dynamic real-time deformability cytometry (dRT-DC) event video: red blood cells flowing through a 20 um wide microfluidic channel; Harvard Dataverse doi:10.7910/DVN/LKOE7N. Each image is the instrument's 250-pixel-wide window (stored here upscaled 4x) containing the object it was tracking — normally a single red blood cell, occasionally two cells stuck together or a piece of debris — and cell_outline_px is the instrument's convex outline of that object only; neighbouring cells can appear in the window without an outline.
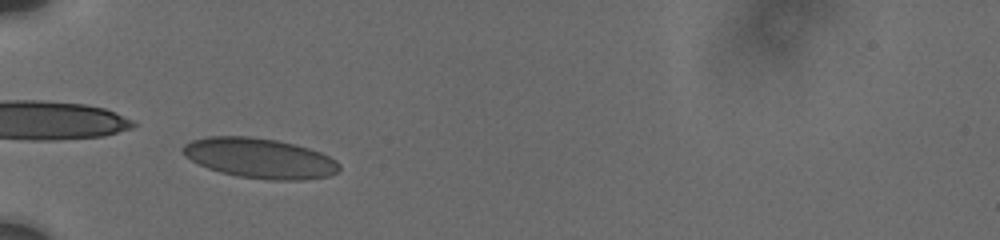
{"species": "human", "species_latin": "Homo sapiens", "temperature_condition": "cold", "stored_images_in_passage": 46, "camera_frame_rate_fps": 3000, "um_per_image_px": 0.085, "donor": {"sex": "male"}, "frame": {"image": 1, "passage_image": 7, "time_ms": 2.0, "image_size_px": [1000, 240], "cell_outline_px": [[340, 168], [336, 172], [328, 176], [300, 180], [272, 180], [236, 176], [220, 172], [208, 168], [184, 156], [180, 152], [180, 148], [184, 144], [192, 140], [208, 136], [252, 136], [276, 140], [296, 144], [320, 152], [336, 160], [340, 164]], "centroid_in_image_um": [22.05, 13.44], "position_along_channel_um": 63.0, "area_um2": 36.65}}
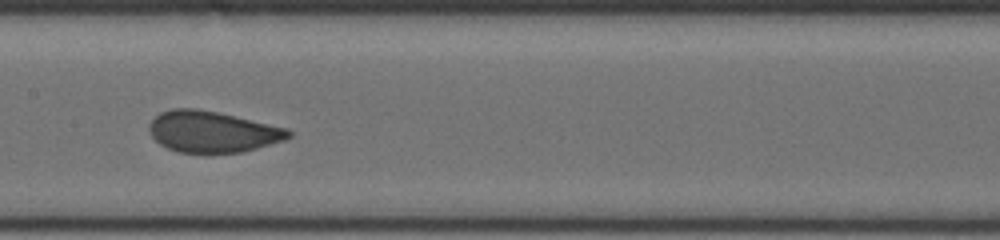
{"frame": {"image": 2, "passage_image": 22, "time_ms": 5.667, "image_size_px": [1000, 240], "cell_outline_px": [[292, 136], [284, 140], [256, 148], [240, 152], [204, 156], [180, 152], [168, 148], [160, 144], [152, 136], [148, 128], [148, 124], [160, 112], [172, 108], [196, 108], [216, 112], [288, 128], [292, 132]], "centroid_in_image_um": [18.03, 11.23], "position_along_channel_um": 189.4, "area_um2": 33.99}}
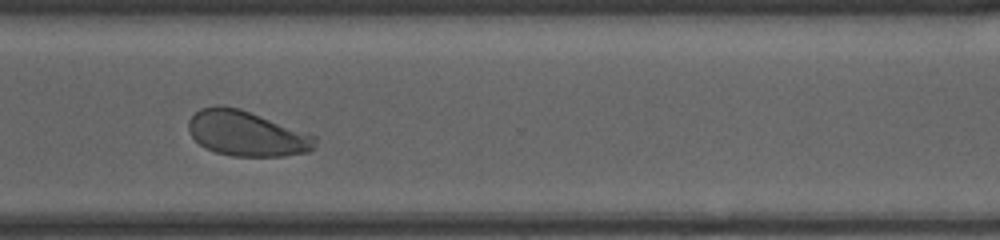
{"frame": {"image": 3, "passage_image": 36, "time_ms": 10.0, "image_size_px": [1000, 240], "cell_outline_px": [[316, 148], [308, 152], [284, 156], [232, 156], [216, 152], [204, 148], [192, 136], [188, 128], [188, 120], [200, 108], [216, 104], [220, 104], [240, 108], [316, 136]], "centroid_in_image_um": [20.95, 11.34], "position_along_channel_um": 349.7, "area_um2": 33.47}, "authors_computed_cell_mechanics": {"area_um2": 33.8419, "velocity_mm_per_s": 3.7134, "shape_relaxation_time_tau1_ms": 5.6376, "shape_relaxation_time_tau2_ms": null, "deformation_change_tau1": 0.1373, "deformation_change_tau2": null}}